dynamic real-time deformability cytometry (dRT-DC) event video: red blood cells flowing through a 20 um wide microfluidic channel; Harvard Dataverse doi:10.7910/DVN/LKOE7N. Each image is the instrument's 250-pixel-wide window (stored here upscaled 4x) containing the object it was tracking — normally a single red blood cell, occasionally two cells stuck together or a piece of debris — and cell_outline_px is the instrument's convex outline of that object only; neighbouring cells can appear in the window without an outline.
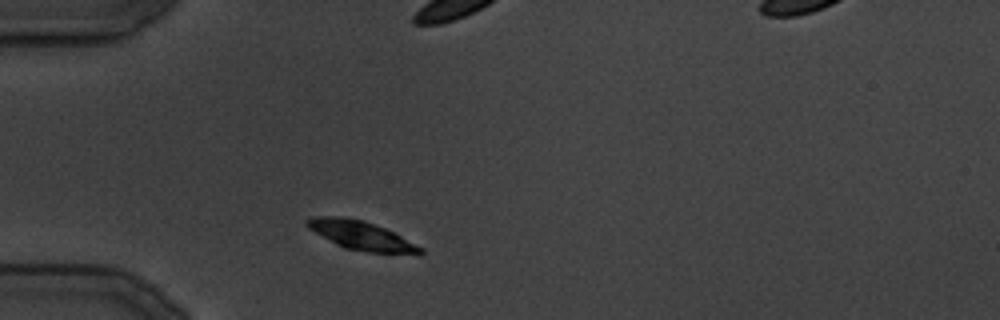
{"species": "common noctule bat (a hibernating species)", "species_latin": "Nyctalus noctula", "temperature_condition": "cold", "stored_images_in_passage": 30, "camera_frame_rate_fps": 3000, "um_per_image_px": 0.085, "animal": {"sex": "male", "body_mass_g": 19.5, "forearm_length_mm": 54.6}, "frame": {"image": 1, "passage_image": 1, "time_ms": 0.0, "image_size_px": [1000, 320], "cell_outline_px": [[424, 252], [420, 256], [368, 252], [344, 248], [336, 244], [308, 228], [304, 224], [304, 220], [312, 216], [340, 216], [364, 220], [384, 228], [424, 248]], "centroid_in_image_um": [30.74, 20.04], "position_along_channel_um": 54.3, "area_um2": 19.36}}